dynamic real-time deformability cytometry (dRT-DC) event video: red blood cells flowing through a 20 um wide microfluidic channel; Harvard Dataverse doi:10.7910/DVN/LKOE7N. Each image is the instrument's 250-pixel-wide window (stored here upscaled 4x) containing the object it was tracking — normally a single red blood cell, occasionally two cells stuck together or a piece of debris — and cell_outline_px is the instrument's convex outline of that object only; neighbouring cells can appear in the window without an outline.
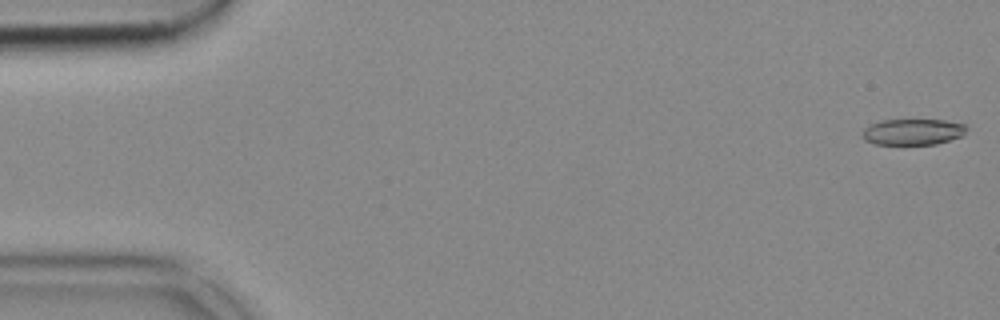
{"species": "common noctule bat (a hibernating species)", "species_latin": "Nyctalus noctula", "temperature_condition": "cold", "stored_images_in_passage": 53, "camera_frame_rate_fps": 3000, "um_per_image_px": 0.085, "animal": {"sex": "female", "body_mass_g": 18.4}, "frame": {"image": 1, "passage_image": 1, "time_ms": 0.0, "image_size_px": [1000, 320], "cell_outline_px": [[968, 128], [960, 136], [936, 144], [876, 144], [864, 140], [860, 132], [864, 128], [872, 124], [884, 120], [944, 120], [964, 124]], "centroid_in_image_um": [77.55, 11.21], "position_along_channel_um": 7.4, "area_um2": 15.66}}
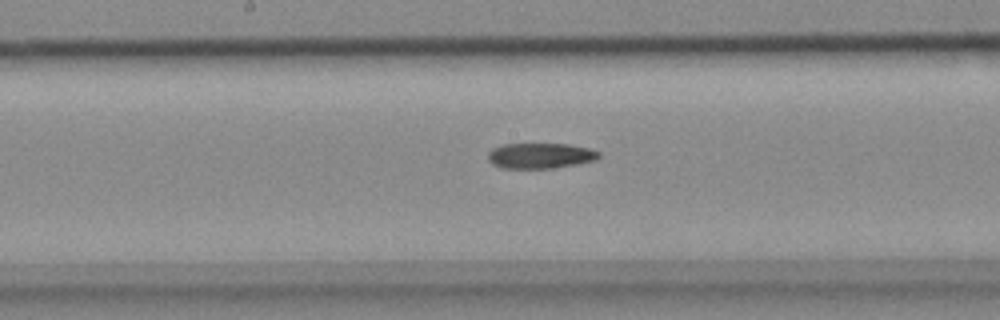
{"frame": {"image": 2, "passage_image": 27, "time_ms": 8.667, "image_size_px": [1000, 320], "cell_outline_px": [[600, 156], [596, 160], [576, 164], [552, 168], [500, 168], [492, 164], [488, 160], [488, 152], [492, 148], [504, 144], [568, 144], [588, 148], [600, 152]], "centroid_in_image_um": [45.9, 13.23], "position_along_channel_um": 202.3, "area_um2": 16.47}}
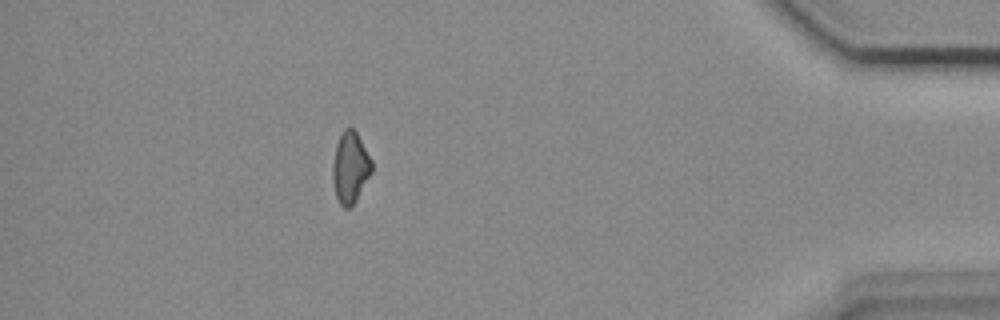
{"frame": {"image": 3, "passage_image": 47, "time_ms": 15.333, "image_size_px": [1000, 320], "cell_outline_px": [[372, 172], [356, 200], [348, 208], [344, 208], [340, 204], [336, 196], [332, 180], [332, 164], [336, 144], [344, 128], [352, 128], [356, 132], [372, 160]], "centroid_in_image_um": [29.76, 14.24], "position_along_channel_um": 405.4, "area_um2": 16.13}}